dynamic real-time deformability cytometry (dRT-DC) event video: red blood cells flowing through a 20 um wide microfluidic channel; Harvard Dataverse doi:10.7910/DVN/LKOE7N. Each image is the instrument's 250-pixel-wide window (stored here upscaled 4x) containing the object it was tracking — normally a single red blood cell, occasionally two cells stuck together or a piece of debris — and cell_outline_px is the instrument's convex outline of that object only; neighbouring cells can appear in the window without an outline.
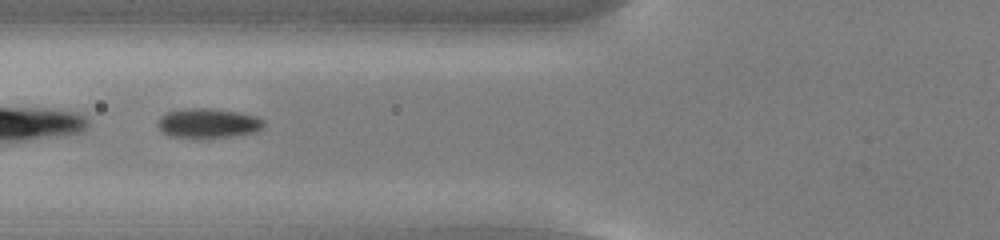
{"species": "common noctule bat (a hibernating species)", "species_latin": "Nyctalus noctula", "temperature_condition": "cold", "stored_images_in_passage": 19, "camera_frame_rate_fps": 3000, "um_per_image_px": 0.085, "animal": {"sex": "male", "body_mass_g": 13.0, "forearm_length_mm": 53.1}, "frame": {"image": 1, "passage_image": 11, "time_ms": 3.333, "image_size_px": [1000, 240], "cell_outline_px": [[264, 124], [256, 132], [232, 136], [168, 136], [156, 124], [160, 116], [168, 112], [184, 108], [212, 108], [240, 112], [256, 116], [264, 120]], "centroid_in_image_um": [17.7, 10.43], "position_along_channel_um": 108.1, "area_um2": 17.92}}
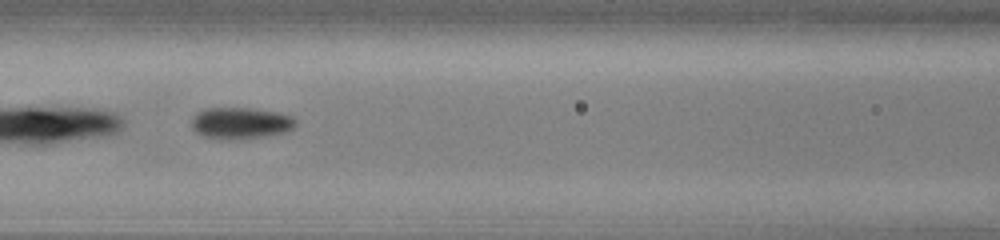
{"frame": {"image": 2, "passage_image": 14, "time_ms": 4.333, "image_size_px": [1000, 240], "cell_outline_px": [[296, 124], [292, 128], [284, 132], [264, 136], [220, 140], [204, 136], [196, 132], [192, 128], [192, 120], [196, 112], [208, 108], [252, 108], [280, 112], [292, 116], [296, 120]], "centroid_in_image_um": [20.44, 10.45], "position_along_channel_um": 146.2, "area_um2": 19.07}}